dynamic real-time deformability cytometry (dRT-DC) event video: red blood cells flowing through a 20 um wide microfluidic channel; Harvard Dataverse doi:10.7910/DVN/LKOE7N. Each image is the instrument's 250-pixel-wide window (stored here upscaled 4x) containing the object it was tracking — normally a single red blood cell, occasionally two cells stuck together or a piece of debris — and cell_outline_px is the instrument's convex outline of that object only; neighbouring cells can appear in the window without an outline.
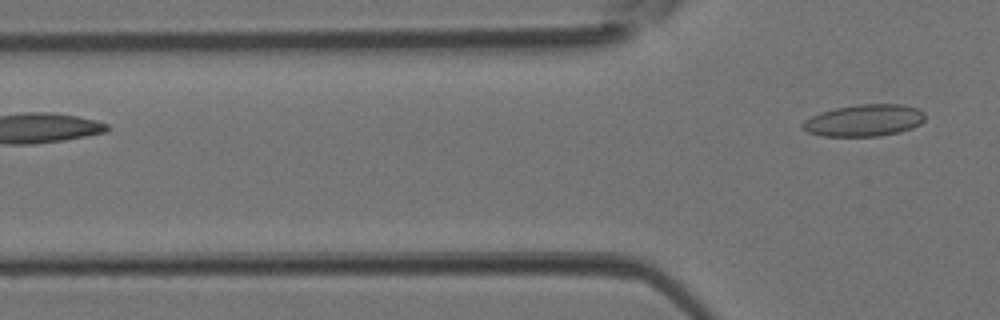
{"species": "Egyptian fruit bat (a non-hibernating species)", "species_latin": "Rousettus aegyptiacus", "temperature_condition": "room temperature", "stored_images_in_passage": 2, "camera_frame_rate_fps": 3000, "um_per_image_px": 0.085, "animal": {"sex": "female"}, "frame": {"image": 1, "passage_image": 2, "time_ms": 0.333, "image_size_px": [1000, 320], "cell_outline_px": [[924, 120], [920, 124], [912, 128], [900, 132], [880, 136], [824, 136], [808, 132], [800, 128], [800, 124], [804, 120], [820, 112], [836, 108], [856, 104], [904, 104], [920, 108], [924, 112]], "centroid_in_image_um": [73.46, 10.23], "position_along_channel_um": 52.3, "area_um2": 23.0}}